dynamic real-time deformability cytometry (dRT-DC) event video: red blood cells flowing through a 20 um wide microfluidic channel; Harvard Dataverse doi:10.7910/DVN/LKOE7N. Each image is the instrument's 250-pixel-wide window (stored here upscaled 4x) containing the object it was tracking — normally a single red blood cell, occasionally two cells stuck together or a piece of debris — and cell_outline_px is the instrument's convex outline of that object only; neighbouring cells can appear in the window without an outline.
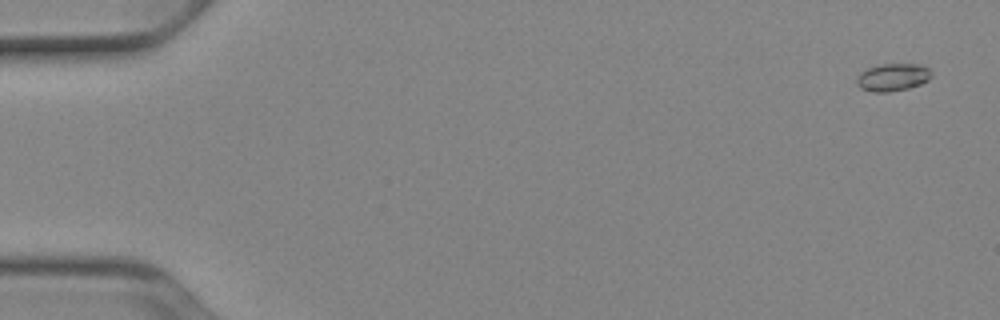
{"species": "Egyptian fruit bat (a non-hibernating species)", "species_latin": "Rousettus aegyptiacus", "temperature_condition": "cold", "stored_images_in_passage": 53, "camera_frame_rate_fps": 3000, "um_per_image_px": 0.085, "animal": {"sex": "female"}, "frame": {"image": 1, "passage_image": 3, "time_ms": 0.667, "image_size_px": [1000, 320], "cell_outline_px": [[932, 76], [928, 80], [920, 84], [908, 88], [888, 92], [876, 92], [860, 88], [856, 84], [856, 76], [860, 72], [868, 68], [880, 64], [920, 64], [928, 68], [932, 72]], "centroid_in_image_um": [75.87, 6.56], "position_along_channel_um": 9.1, "area_um2": 12.08}}
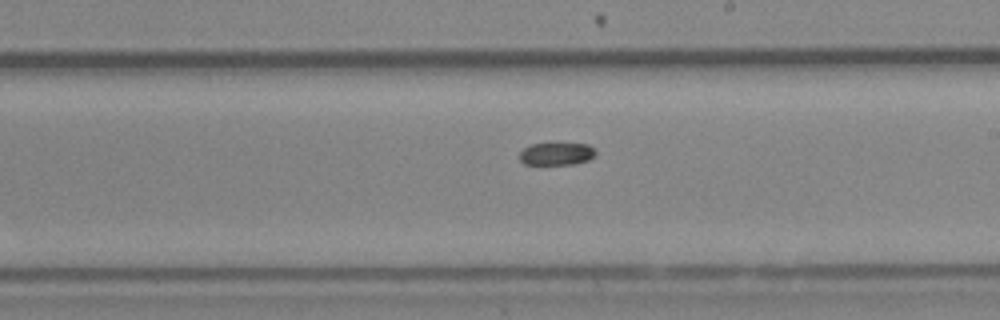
{"frame": {"image": 2, "passage_image": 32, "time_ms": 10.333, "image_size_px": [1000, 320], "cell_outline_px": [[596, 156], [588, 160], [576, 164], [524, 164], [520, 160], [520, 152], [524, 148], [532, 144], [548, 140], [588, 144], [596, 152]], "centroid_in_image_um": [47.32, 13.01], "position_along_channel_um": 241.7, "area_um2": 10.69}}
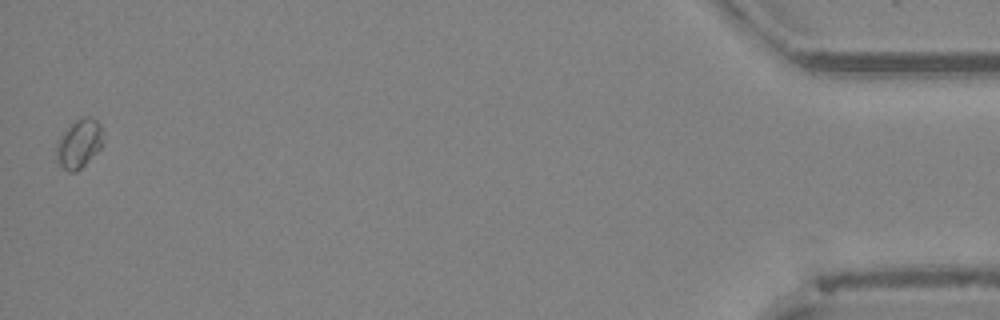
{"frame": {"image": 3, "passage_image": 53, "time_ms": 17.333, "image_size_px": [1000, 320], "cell_outline_px": [[104, 144], [76, 172], [68, 172], [60, 164], [56, 156], [56, 144], [60, 136], [76, 120], [84, 116], [88, 116], [96, 120], [100, 124], [104, 136]], "centroid_in_image_um": [6.74, 12.19], "position_along_channel_um": 428.5, "area_um2": 13.12}}